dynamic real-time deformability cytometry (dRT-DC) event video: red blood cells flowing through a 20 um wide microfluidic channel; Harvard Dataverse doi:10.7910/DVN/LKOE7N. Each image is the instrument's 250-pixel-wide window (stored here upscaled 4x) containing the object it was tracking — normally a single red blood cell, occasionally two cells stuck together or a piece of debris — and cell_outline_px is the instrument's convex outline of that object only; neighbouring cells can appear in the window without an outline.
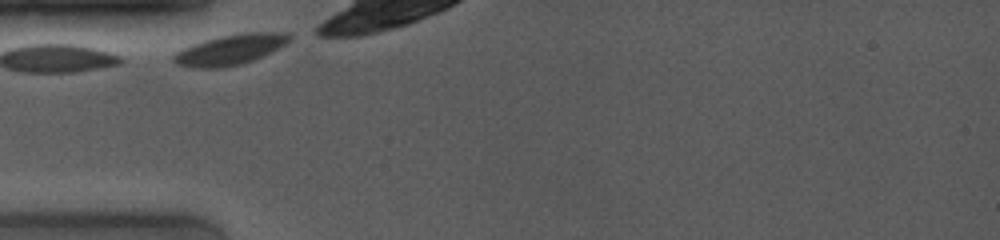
{"species": "common noctule bat (a hibernating species)", "species_latin": "Nyctalus noctula", "temperature_condition": "room temperature", "stored_images_in_passage": 6, "camera_frame_rate_fps": 4000, "um_per_image_px": 0.085, "animal": {"sex": "female", "body_mass_g": 19.0, "forearm_length_mm": 53.3}, "frame": {"image": 1, "passage_image": 1, "time_ms": 0.0, "image_size_px": [1000, 240], "cell_outline_px": [[292, 36], [284, 44], [252, 60], [240, 64], [220, 68], [196, 68], [176, 64], [172, 60], [172, 56], [176, 52], [184, 48], [204, 40], [220, 36], [244, 32], [288, 32]], "centroid_in_image_um": [19.52, 4.21], "position_along_channel_um": 65.5, "area_um2": 20.11}}